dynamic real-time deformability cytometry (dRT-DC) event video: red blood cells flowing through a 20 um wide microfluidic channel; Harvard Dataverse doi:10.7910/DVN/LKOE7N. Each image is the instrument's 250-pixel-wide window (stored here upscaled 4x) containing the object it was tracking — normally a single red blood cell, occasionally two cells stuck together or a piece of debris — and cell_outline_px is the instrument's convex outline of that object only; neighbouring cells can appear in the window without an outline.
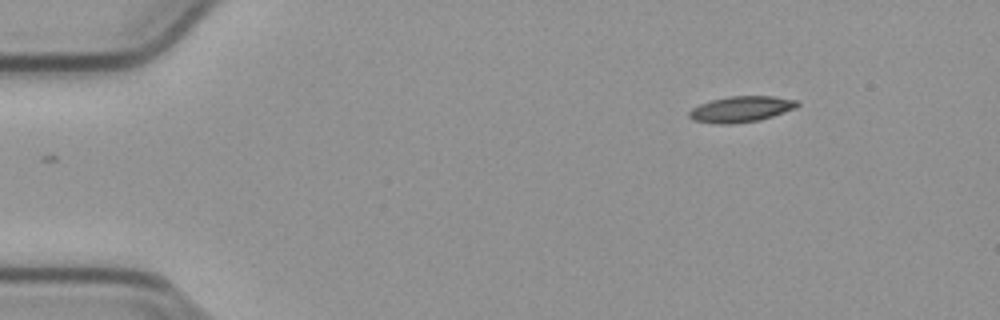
{"species": "common noctule bat (a hibernating species)", "species_latin": "Nyctalus noctula", "temperature_condition": "cold", "stored_images_in_passage": 48, "camera_frame_rate_fps": 3000, "um_per_image_px": 0.085, "animal": {"sex": "male", "body_mass_g": 23.1, "forearm_length_mm": 52.7}, "frame": {"image": 1, "passage_image": 1, "time_ms": 0.0, "image_size_px": [1000, 320], "cell_outline_px": [[800, 104], [796, 108], [760, 120], [732, 124], [720, 124], [696, 120], [688, 116], [688, 112], [692, 108], [700, 104], [712, 100], [728, 96], [772, 96], [800, 100]], "centroid_in_image_um": [63.03, 9.27], "position_along_channel_um": 22.0, "area_um2": 16.3}}
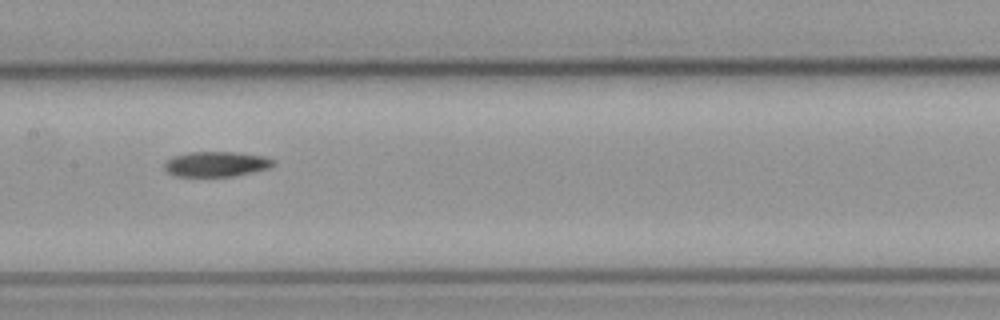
{"frame": {"image": 2, "passage_image": 21, "time_ms": 6.667, "image_size_px": [1000, 320], "cell_outline_px": [[276, 164], [272, 168], [232, 176], [176, 176], [168, 172], [164, 168], [164, 164], [172, 156], [188, 152], [236, 152], [264, 156], [276, 160]], "centroid_in_image_um": [18.43, 13.94], "position_along_channel_um": 189.0, "area_um2": 16.07}}
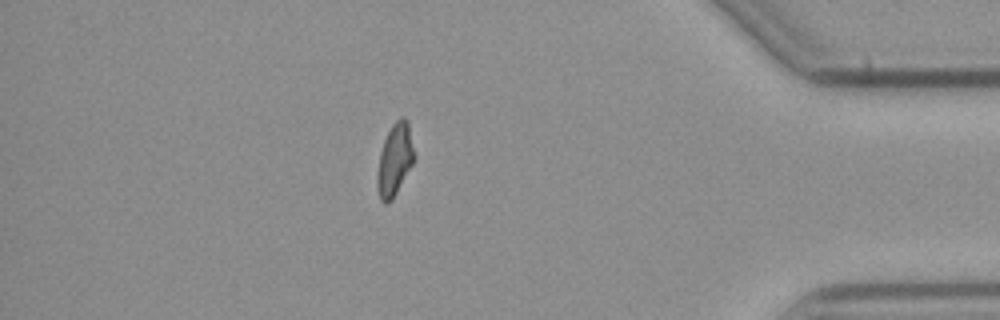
{"frame": {"image": 3, "passage_image": 41, "time_ms": 13.333, "image_size_px": [1000, 320], "cell_outline_px": [[416, 156], [412, 164], [392, 200], [388, 204], [384, 204], [380, 200], [376, 188], [376, 176], [380, 152], [384, 140], [392, 124], [400, 116], [404, 116], [408, 120]], "centroid_in_image_um": [33.55, 13.57], "position_along_channel_um": 401.7, "area_um2": 15.84}}